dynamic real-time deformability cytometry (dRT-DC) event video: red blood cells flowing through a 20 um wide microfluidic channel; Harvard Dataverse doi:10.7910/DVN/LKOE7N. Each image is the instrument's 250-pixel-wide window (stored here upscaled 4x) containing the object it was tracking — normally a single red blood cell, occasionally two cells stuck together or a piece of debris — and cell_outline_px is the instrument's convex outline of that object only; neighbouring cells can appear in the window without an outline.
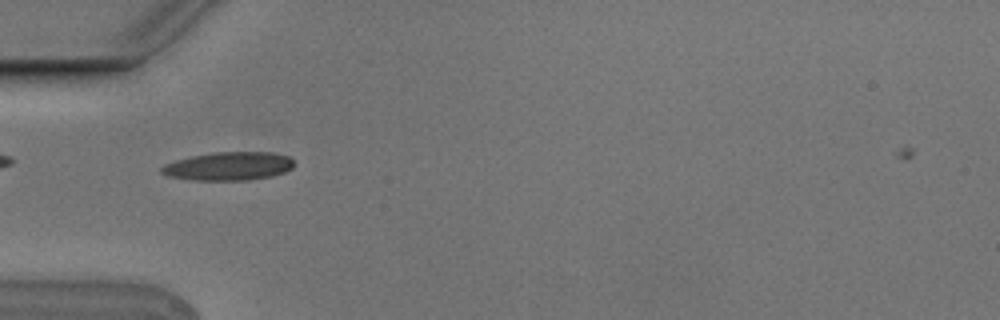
{"species": "Egyptian fruit bat (a non-hibernating species)", "species_latin": "Rousettus aegyptiacus", "temperature_condition": "cold", "stored_images_in_passage": 2, "camera_frame_rate_fps": 3000, "um_per_image_px": 0.085, "animal": {"sex": "male"}, "frame": {"image": 1, "passage_image": 1, "time_ms": 0.0, "image_size_px": [1000, 320], "cell_outline_px": [[292, 168], [284, 172], [272, 176], [248, 180], [196, 180], [168, 176], [160, 172], [160, 168], [164, 164], [176, 160], [192, 156], [212, 152], [272, 152], [288, 156], [292, 160]], "centroid_in_image_um": [19.42, 14.12], "position_along_channel_um": 65.6, "area_um2": 21.85}}